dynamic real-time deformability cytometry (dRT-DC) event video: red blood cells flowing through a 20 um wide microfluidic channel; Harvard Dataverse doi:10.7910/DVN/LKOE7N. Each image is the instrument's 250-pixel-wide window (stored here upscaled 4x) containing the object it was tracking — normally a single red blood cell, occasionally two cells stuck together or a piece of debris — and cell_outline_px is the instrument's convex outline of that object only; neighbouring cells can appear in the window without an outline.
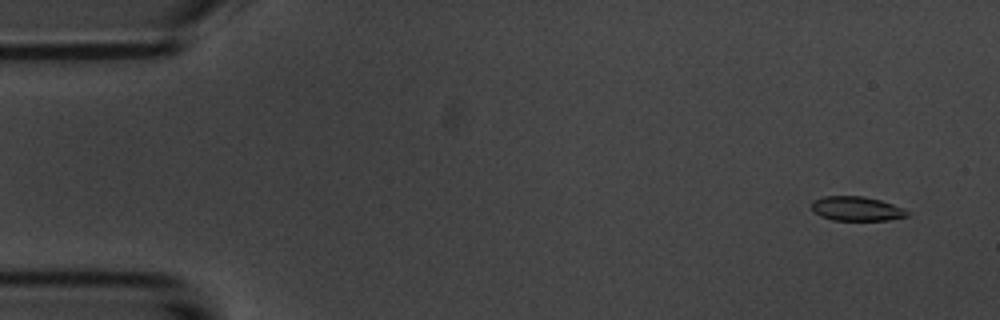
{"species": "common noctule bat (a hibernating species)", "species_latin": "Nyctalus noctula", "temperature_condition": "room temperature", "stored_images_in_passage": 6, "camera_frame_rate_fps": 3000, "um_per_image_px": 0.085, "animal": {"sex": "male", "body_mass_g": 20.1, "forearm_length_mm": 53.5}, "frame": {"image": 1, "passage_image": 2, "time_ms": 1.0, "image_size_px": [1000, 320], "cell_outline_px": [[912, 212], [908, 216], [888, 220], [832, 220], [820, 216], [812, 208], [812, 200], [824, 196], [864, 196], [880, 200], [904, 208]], "centroid_in_image_um": [72.84, 17.74], "position_along_channel_um": 12.2, "area_um2": 13.64}}